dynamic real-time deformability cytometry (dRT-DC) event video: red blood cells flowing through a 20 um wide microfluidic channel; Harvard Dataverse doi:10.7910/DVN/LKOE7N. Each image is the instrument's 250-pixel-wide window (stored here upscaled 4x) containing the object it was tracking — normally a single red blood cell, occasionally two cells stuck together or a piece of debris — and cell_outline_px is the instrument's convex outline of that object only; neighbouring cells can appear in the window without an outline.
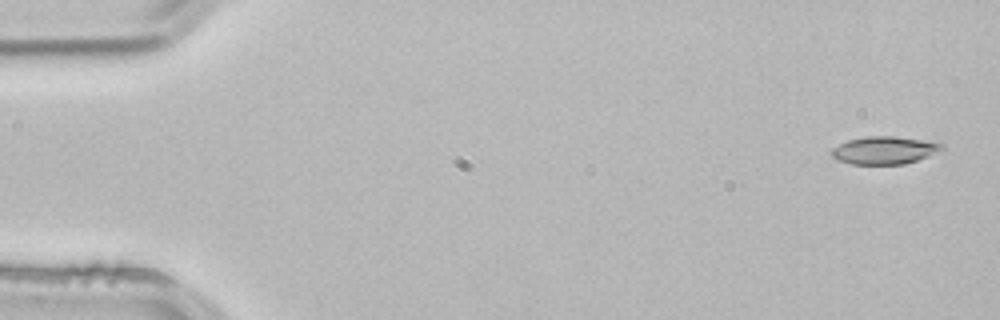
{"species": "common noctule bat (a hibernating species)", "species_latin": "Nyctalus noctula", "temperature_condition": "room temperature", "stored_images_in_passage": 3, "camera_frame_rate_fps": 3000, "um_per_image_px": 0.085, "animal": {"sex": "male", "body_mass_g": 21.5, "forearm_length_mm": 52.0}, "frame": {"image": 1, "passage_image": 1, "time_ms": 0.0, "image_size_px": [1000, 320], "cell_outline_px": [[944, 148], [928, 156], [904, 164], [852, 164], [836, 160], [832, 156], [832, 148], [848, 140], [868, 136], [892, 136], [920, 140], [944, 144]], "centroid_in_image_um": [75.14, 12.78], "position_along_channel_um": 9.9, "area_um2": 17.51}}
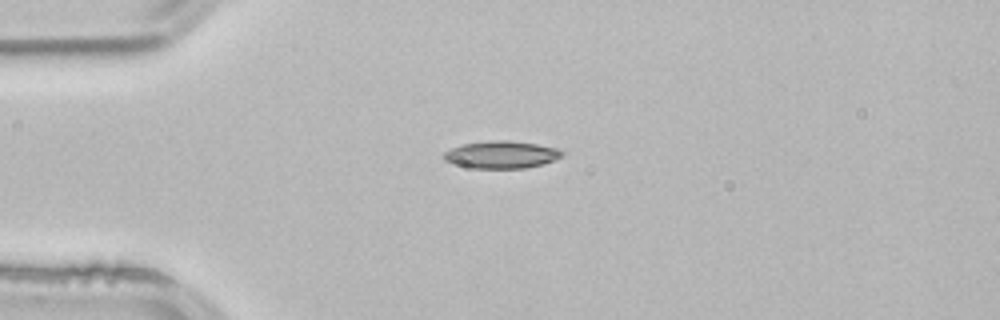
{"frame": {"image": 2, "passage_image": 3, "time_ms": 0.667, "image_size_px": [1000, 320], "cell_outline_px": [[564, 152], [556, 160], [544, 164], [524, 168], [472, 168], [444, 160], [444, 152], [452, 148], [464, 144], [492, 140], [508, 140], [536, 144], [556, 148]], "centroid_in_image_um": [42.65, 13.14], "position_along_channel_um": 42.4, "area_um2": 18.61}}